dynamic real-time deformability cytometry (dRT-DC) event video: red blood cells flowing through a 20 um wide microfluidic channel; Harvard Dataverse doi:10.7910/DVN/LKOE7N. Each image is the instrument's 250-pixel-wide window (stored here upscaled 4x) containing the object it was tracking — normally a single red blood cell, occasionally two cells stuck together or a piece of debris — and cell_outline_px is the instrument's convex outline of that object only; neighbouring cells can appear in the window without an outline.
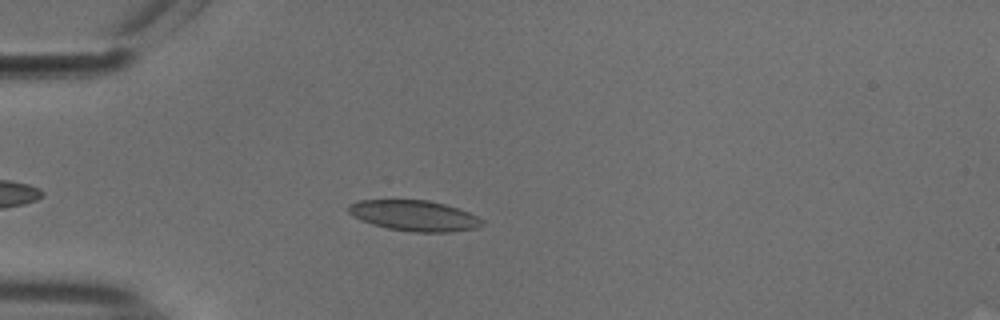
{"species": "common noctule bat (a hibernating species)", "species_latin": "Nyctalus noctula", "temperature_condition": "cold", "stored_images_in_passage": 42, "camera_frame_rate_fps": 3000, "um_per_image_px": 0.085, "animal": {"sex": "male", "body_mass_g": 18.8}, "frame": {"image": 1, "passage_image": 8, "time_ms": 2.333, "image_size_px": [1000, 320], "cell_outline_px": [[484, 224], [476, 228], [452, 232], [412, 232], [388, 228], [372, 224], [360, 220], [352, 216], [348, 212], [348, 204], [360, 200], [428, 200], [444, 204], [468, 212], [484, 220]], "centroid_in_image_um": [35.2, 18.33], "position_along_channel_um": 49.8, "area_um2": 23.87}}
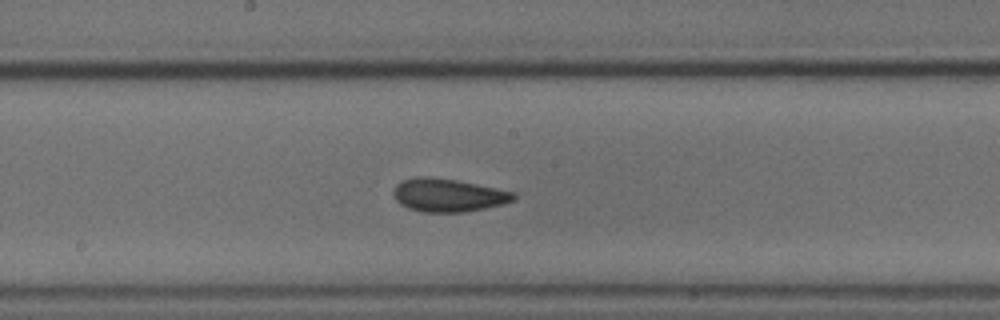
{"frame": {"image": 2, "passage_image": 22, "time_ms": 7.0, "image_size_px": [1000, 320], "cell_outline_px": [[516, 200], [484, 208], [464, 212], [420, 212], [408, 208], [400, 204], [396, 200], [396, 184], [400, 180], [416, 176], [428, 176], [456, 180], [516, 192]], "centroid_in_image_um": [38.1, 16.58], "position_along_channel_um": 210.1, "area_um2": 23.12}}
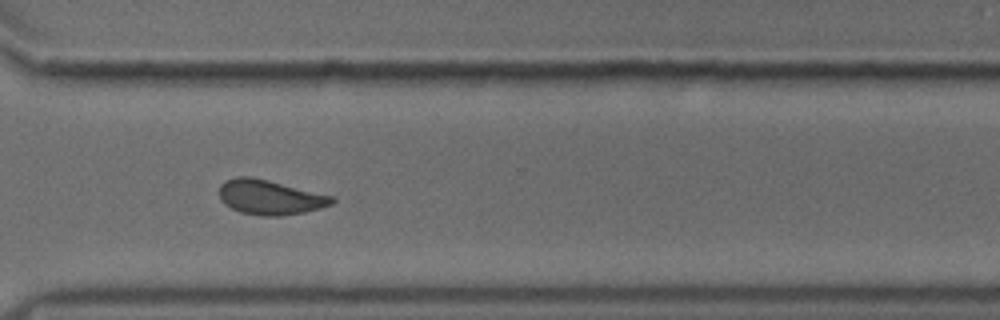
{"frame": {"image": 3, "passage_image": 33, "time_ms": 10.667, "image_size_px": [1000, 320], "cell_outline_px": [[336, 200], [332, 204], [320, 208], [304, 212], [284, 216], [260, 216], [240, 212], [224, 204], [220, 200], [220, 184], [224, 180], [236, 176], [252, 176], [332, 196]], "centroid_in_image_um": [22.91, 16.77], "position_along_channel_um": 347.7, "area_um2": 22.89}, "authors_computed_cell_mechanics": {"area_um2": 22.7732, "velocity_mm_per_s": 3.7602, "shape_relaxation_time_tau1_ms": 6.4999, "shape_relaxation_time_tau2_ms": 1.8488, "deformation_change_tau1": 0.1383, "deformation_change_tau2": 0.0643}}